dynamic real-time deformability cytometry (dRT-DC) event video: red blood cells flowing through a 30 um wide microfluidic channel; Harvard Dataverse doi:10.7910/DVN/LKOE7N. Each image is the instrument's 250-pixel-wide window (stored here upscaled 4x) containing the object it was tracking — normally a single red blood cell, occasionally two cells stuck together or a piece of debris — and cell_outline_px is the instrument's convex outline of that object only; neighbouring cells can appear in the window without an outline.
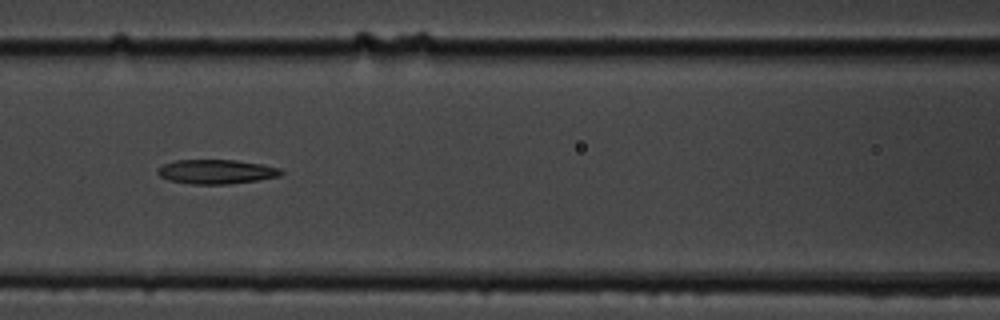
{"species": "common noctule bat (a hibernating species)", "species_latin": "Nyctalus noctula", "temperature_condition": "cold", "stored_images_in_passage": 6, "camera_frame_rate_fps": 3000, "um_per_image_px": 0.085, "animal": {"sex": "male", "body_mass_g": 19.5, "forearm_length_mm": 54.6}, "frame": {"image": 1, "passage_image": 5, "time_ms": 4.333, "image_size_px": [1000, 320], "cell_outline_px": [[284, 172], [280, 176], [256, 180], [228, 184], [192, 184], [168, 180], [160, 176], [156, 172], [164, 164], [176, 160], [236, 160], [264, 164], [280, 168]], "centroid_in_image_um": [18.41, 14.59], "position_along_channel_um": 148.2, "area_um2": 17.46}}
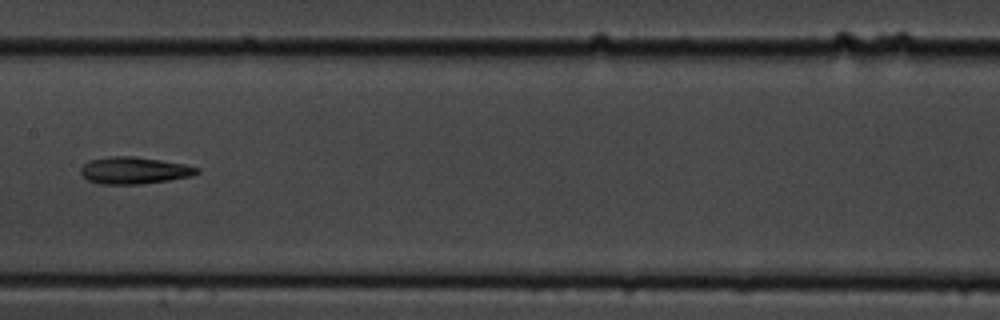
{"frame": {"image": 2, "passage_image": 6, "time_ms": 5.667, "image_size_px": [1000, 320], "cell_outline_px": [[200, 172], [192, 176], [168, 180], [140, 184], [100, 184], [88, 180], [80, 172], [80, 168], [88, 160], [112, 156], [132, 156], [160, 160], [184, 164], [200, 168]], "centroid_in_image_um": [11.4, 14.48], "position_along_channel_um": 196.0, "area_um2": 18.21}}